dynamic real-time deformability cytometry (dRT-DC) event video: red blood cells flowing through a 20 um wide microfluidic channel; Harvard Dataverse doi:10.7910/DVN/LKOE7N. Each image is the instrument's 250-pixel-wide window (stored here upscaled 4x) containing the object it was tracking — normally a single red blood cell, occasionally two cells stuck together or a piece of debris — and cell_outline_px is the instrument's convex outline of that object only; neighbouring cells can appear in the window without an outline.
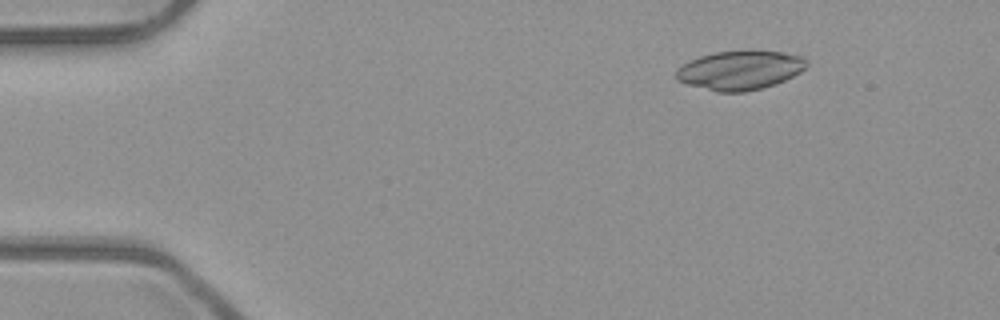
{"species": "common noctule bat (a hibernating species)", "species_latin": "Nyctalus noctula", "temperature_condition": "room temperature", "stored_images_in_passage": 7, "camera_frame_rate_fps": 3000, "um_per_image_px": 0.085, "animal": {"sex": "male", "body_mass_g": 23.1, "forearm_length_mm": 52.7}, "frame": {"image": 1, "passage_image": 3, "time_ms": 0.667, "image_size_px": [1000, 320], "cell_outline_px": [[808, 64], [800, 72], [776, 84], [744, 92], [716, 92], [688, 84], [676, 80], [676, 68], [700, 56], [716, 52], [780, 52], [800, 56], [808, 60]], "centroid_in_image_um": [62.88, 5.99], "position_along_channel_um": 22.1, "area_um2": 29.13}}